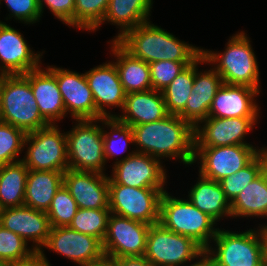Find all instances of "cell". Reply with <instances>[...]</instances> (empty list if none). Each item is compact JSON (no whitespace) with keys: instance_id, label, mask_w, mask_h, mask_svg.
Here are the masks:
<instances>
[{"instance_id":"6da1fadb","label":"cell","mask_w":267,"mask_h":266,"mask_svg":"<svg viewBox=\"0 0 267 266\" xmlns=\"http://www.w3.org/2000/svg\"><path fill=\"white\" fill-rule=\"evenodd\" d=\"M131 127L136 152L194 164V127L180 116L169 114L162 120Z\"/></svg>"},{"instance_id":"7a4b0ae2","label":"cell","mask_w":267,"mask_h":266,"mask_svg":"<svg viewBox=\"0 0 267 266\" xmlns=\"http://www.w3.org/2000/svg\"><path fill=\"white\" fill-rule=\"evenodd\" d=\"M116 41L132 56L146 63L162 60L194 62L202 54V48L181 41L151 21L127 30Z\"/></svg>"},{"instance_id":"3957f363","label":"cell","mask_w":267,"mask_h":266,"mask_svg":"<svg viewBox=\"0 0 267 266\" xmlns=\"http://www.w3.org/2000/svg\"><path fill=\"white\" fill-rule=\"evenodd\" d=\"M224 52L202 49L206 64H215L214 69L224 84L246 85L259 92V67L250 39L244 31L230 37Z\"/></svg>"},{"instance_id":"277c9868","label":"cell","mask_w":267,"mask_h":266,"mask_svg":"<svg viewBox=\"0 0 267 266\" xmlns=\"http://www.w3.org/2000/svg\"><path fill=\"white\" fill-rule=\"evenodd\" d=\"M0 121L26 133L50 125L42 116L23 74L0 75Z\"/></svg>"},{"instance_id":"5b68a950","label":"cell","mask_w":267,"mask_h":266,"mask_svg":"<svg viewBox=\"0 0 267 266\" xmlns=\"http://www.w3.org/2000/svg\"><path fill=\"white\" fill-rule=\"evenodd\" d=\"M212 241L216 245L207 247L205 255L213 266H264L261 226L238 233L218 229Z\"/></svg>"},{"instance_id":"8992f818","label":"cell","mask_w":267,"mask_h":266,"mask_svg":"<svg viewBox=\"0 0 267 266\" xmlns=\"http://www.w3.org/2000/svg\"><path fill=\"white\" fill-rule=\"evenodd\" d=\"M159 223L174 233L194 239L204 249L211 245L219 229L214 227L217 223L189 199L176 198L167 191L161 197Z\"/></svg>"},{"instance_id":"52a82bcc","label":"cell","mask_w":267,"mask_h":266,"mask_svg":"<svg viewBox=\"0 0 267 266\" xmlns=\"http://www.w3.org/2000/svg\"><path fill=\"white\" fill-rule=\"evenodd\" d=\"M205 255V249L194 239L174 233L161 223L150 226L144 257L153 266H184Z\"/></svg>"},{"instance_id":"ba28073f","label":"cell","mask_w":267,"mask_h":266,"mask_svg":"<svg viewBox=\"0 0 267 266\" xmlns=\"http://www.w3.org/2000/svg\"><path fill=\"white\" fill-rule=\"evenodd\" d=\"M66 132L68 169L104 174L105 156L99 119H82Z\"/></svg>"},{"instance_id":"9c48e42d","label":"cell","mask_w":267,"mask_h":266,"mask_svg":"<svg viewBox=\"0 0 267 266\" xmlns=\"http://www.w3.org/2000/svg\"><path fill=\"white\" fill-rule=\"evenodd\" d=\"M164 188H136L116 184L108 177L109 210L112 214L152 225L160 220Z\"/></svg>"},{"instance_id":"30bf717a","label":"cell","mask_w":267,"mask_h":266,"mask_svg":"<svg viewBox=\"0 0 267 266\" xmlns=\"http://www.w3.org/2000/svg\"><path fill=\"white\" fill-rule=\"evenodd\" d=\"M24 147L27 151L21 161L28 170L64 172L68 169L67 136L56 124L28 132Z\"/></svg>"},{"instance_id":"8fae6325","label":"cell","mask_w":267,"mask_h":266,"mask_svg":"<svg viewBox=\"0 0 267 266\" xmlns=\"http://www.w3.org/2000/svg\"><path fill=\"white\" fill-rule=\"evenodd\" d=\"M263 149L253 145L194 147V163L200 161L202 176L219 182L245 167Z\"/></svg>"},{"instance_id":"7c38bea8","label":"cell","mask_w":267,"mask_h":266,"mask_svg":"<svg viewBox=\"0 0 267 266\" xmlns=\"http://www.w3.org/2000/svg\"><path fill=\"white\" fill-rule=\"evenodd\" d=\"M115 160L113 172L108 177L116 184L136 188H165L167 174L161 160L135 150Z\"/></svg>"},{"instance_id":"4fadbf2b","label":"cell","mask_w":267,"mask_h":266,"mask_svg":"<svg viewBox=\"0 0 267 266\" xmlns=\"http://www.w3.org/2000/svg\"><path fill=\"white\" fill-rule=\"evenodd\" d=\"M150 226L111 213L102 242L104 254L112 258L144 256Z\"/></svg>"},{"instance_id":"5bb4252c","label":"cell","mask_w":267,"mask_h":266,"mask_svg":"<svg viewBox=\"0 0 267 266\" xmlns=\"http://www.w3.org/2000/svg\"><path fill=\"white\" fill-rule=\"evenodd\" d=\"M257 119L258 117H207L194 127V147L252 145L246 143L244 138L252 131Z\"/></svg>"},{"instance_id":"9a60e30c","label":"cell","mask_w":267,"mask_h":266,"mask_svg":"<svg viewBox=\"0 0 267 266\" xmlns=\"http://www.w3.org/2000/svg\"><path fill=\"white\" fill-rule=\"evenodd\" d=\"M43 248L72 260L78 266H86L102 258V242L87 234L75 231L68 226L51 227L48 239Z\"/></svg>"},{"instance_id":"2e32d148","label":"cell","mask_w":267,"mask_h":266,"mask_svg":"<svg viewBox=\"0 0 267 266\" xmlns=\"http://www.w3.org/2000/svg\"><path fill=\"white\" fill-rule=\"evenodd\" d=\"M56 77L63 98L66 114H71L74 120L96 119V106L85 73L62 69V67H47Z\"/></svg>"},{"instance_id":"e0dca14e","label":"cell","mask_w":267,"mask_h":266,"mask_svg":"<svg viewBox=\"0 0 267 266\" xmlns=\"http://www.w3.org/2000/svg\"><path fill=\"white\" fill-rule=\"evenodd\" d=\"M96 106V119L115 117L106 107L123 109L126 93L114 62H105L85 72ZM109 112V113H108Z\"/></svg>"},{"instance_id":"ac0fdd59","label":"cell","mask_w":267,"mask_h":266,"mask_svg":"<svg viewBox=\"0 0 267 266\" xmlns=\"http://www.w3.org/2000/svg\"><path fill=\"white\" fill-rule=\"evenodd\" d=\"M42 54L30 49L19 30L0 21V75L26 74L35 70L41 66Z\"/></svg>"},{"instance_id":"d6986e66","label":"cell","mask_w":267,"mask_h":266,"mask_svg":"<svg viewBox=\"0 0 267 266\" xmlns=\"http://www.w3.org/2000/svg\"><path fill=\"white\" fill-rule=\"evenodd\" d=\"M0 224L19 235L26 242H33L32 248L40 251L46 244L51 225L46 212L27 206L3 208Z\"/></svg>"},{"instance_id":"ffe728a7","label":"cell","mask_w":267,"mask_h":266,"mask_svg":"<svg viewBox=\"0 0 267 266\" xmlns=\"http://www.w3.org/2000/svg\"><path fill=\"white\" fill-rule=\"evenodd\" d=\"M205 63L206 60L202 54L195 60V76L191 94L185 109L178 115L193 127L208 117L213 98L223 85L221 76L214 68L203 72L198 70L197 65Z\"/></svg>"},{"instance_id":"44dd1931","label":"cell","mask_w":267,"mask_h":266,"mask_svg":"<svg viewBox=\"0 0 267 266\" xmlns=\"http://www.w3.org/2000/svg\"><path fill=\"white\" fill-rule=\"evenodd\" d=\"M63 184L69 190L79 208H109L108 175L66 169Z\"/></svg>"},{"instance_id":"7402d4cb","label":"cell","mask_w":267,"mask_h":266,"mask_svg":"<svg viewBox=\"0 0 267 266\" xmlns=\"http://www.w3.org/2000/svg\"><path fill=\"white\" fill-rule=\"evenodd\" d=\"M259 93L257 89L246 85L223 83L213 98L208 117H259L260 108L255 100Z\"/></svg>"},{"instance_id":"603a6c76","label":"cell","mask_w":267,"mask_h":266,"mask_svg":"<svg viewBox=\"0 0 267 266\" xmlns=\"http://www.w3.org/2000/svg\"><path fill=\"white\" fill-rule=\"evenodd\" d=\"M45 68L40 66L23 75L30 81L41 116L49 124H55L66 116V109L55 75Z\"/></svg>"},{"instance_id":"cb8c5ba5","label":"cell","mask_w":267,"mask_h":266,"mask_svg":"<svg viewBox=\"0 0 267 266\" xmlns=\"http://www.w3.org/2000/svg\"><path fill=\"white\" fill-rule=\"evenodd\" d=\"M122 113L115 117L129 126L162 120L169 115L162 92L154 89L126 94Z\"/></svg>"},{"instance_id":"d4e9b609","label":"cell","mask_w":267,"mask_h":266,"mask_svg":"<svg viewBox=\"0 0 267 266\" xmlns=\"http://www.w3.org/2000/svg\"><path fill=\"white\" fill-rule=\"evenodd\" d=\"M116 58L121 84L126 94L152 89L149 63L132 56L116 40L108 42Z\"/></svg>"},{"instance_id":"484cf974","label":"cell","mask_w":267,"mask_h":266,"mask_svg":"<svg viewBox=\"0 0 267 266\" xmlns=\"http://www.w3.org/2000/svg\"><path fill=\"white\" fill-rule=\"evenodd\" d=\"M153 0H109L108 8L102 22L93 30H97L103 23L109 22L119 28L117 40L127 30L149 22Z\"/></svg>"},{"instance_id":"4316f807","label":"cell","mask_w":267,"mask_h":266,"mask_svg":"<svg viewBox=\"0 0 267 266\" xmlns=\"http://www.w3.org/2000/svg\"><path fill=\"white\" fill-rule=\"evenodd\" d=\"M64 183V172L29 170L24 206L47 212L53 197Z\"/></svg>"},{"instance_id":"83f0119b","label":"cell","mask_w":267,"mask_h":266,"mask_svg":"<svg viewBox=\"0 0 267 266\" xmlns=\"http://www.w3.org/2000/svg\"><path fill=\"white\" fill-rule=\"evenodd\" d=\"M188 193L191 203L215 222L224 217H232L230 202L226 198L220 182L208 179L199 173L198 181Z\"/></svg>"},{"instance_id":"f1b7e54d","label":"cell","mask_w":267,"mask_h":266,"mask_svg":"<svg viewBox=\"0 0 267 266\" xmlns=\"http://www.w3.org/2000/svg\"><path fill=\"white\" fill-rule=\"evenodd\" d=\"M232 218H267V176L263 171L230 203Z\"/></svg>"},{"instance_id":"f546056e","label":"cell","mask_w":267,"mask_h":266,"mask_svg":"<svg viewBox=\"0 0 267 266\" xmlns=\"http://www.w3.org/2000/svg\"><path fill=\"white\" fill-rule=\"evenodd\" d=\"M28 168L20 160L0 165V206L20 207L24 205Z\"/></svg>"},{"instance_id":"4dcf8cb0","label":"cell","mask_w":267,"mask_h":266,"mask_svg":"<svg viewBox=\"0 0 267 266\" xmlns=\"http://www.w3.org/2000/svg\"><path fill=\"white\" fill-rule=\"evenodd\" d=\"M103 135V149L106 162L108 159L126 152L128 143L134 144L132 127L116 117L100 118ZM105 127L110 131L107 132Z\"/></svg>"},{"instance_id":"1f68e13d","label":"cell","mask_w":267,"mask_h":266,"mask_svg":"<svg viewBox=\"0 0 267 266\" xmlns=\"http://www.w3.org/2000/svg\"><path fill=\"white\" fill-rule=\"evenodd\" d=\"M195 61L183 69L172 82L163 89L168 114L179 115L186 106L194 83Z\"/></svg>"},{"instance_id":"d6a6232c","label":"cell","mask_w":267,"mask_h":266,"mask_svg":"<svg viewBox=\"0 0 267 266\" xmlns=\"http://www.w3.org/2000/svg\"><path fill=\"white\" fill-rule=\"evenodd\" d=\"M265 159L266 147L261 150L245 167L219 181L222 190L230 203L244 189V187H246L263 172Z\"/></svg>"},{"instance_id":"836d02e7","label":"cell","mask_w":267,"mask_h":266,"mask_svg":"<svg viewBox=\"0 0 267 266\" xmlns=\"http://www.w3.org/2000/svg\"><path fill=\"white\" fill-rule=\"evenodd\" d=\"M110 214L109 208H79L68 227L83 234L91 235L103 242Z\"/></svg>"},{"instance_id":"e575fe53","label":"cell","mask_w":267,"mask_h":266,"mask_svg":"<svg viewBox=\"0 0 267 266\" xmlns=\"http://www.w3.org/2000/svg\"><path fill=\"white\" fill-rule=\"evenodd\" d=\"M109 0H75L74 28L93 31L103 20Z\"/></svg>"},{"instance_id":"d590c367","label":"cell","mask_w":267,"mask_h":266,"mask_svg":"<svg viewBox=\"0 0 267 266\" xmlns=\"http://www.w3.org/2000/svg\"><path fill=\"white\" fill-rule=\"evenodd\" d=\"M26 134L24 130L0 121V165L21 160L18 155L25 149Z\"/></svg>"},{"instance_id":"8d00e7d4","label":"cell","mask_w":267,"mask_h":266,"mask_svg":"<svg viewBox=\"0 0 267 266\" xmlns=\"http://www.w3.org/2000/svg\"><path fill=\"white\" fill-rule=\"evenodd\" d=\"M78 209L76 201L63 184L53 197L50 207L46 212L51 227L69 226Z\"/></svg>"},{"instance_id":"74e56055","label":"cell","mask_w":267,"mask_h":266,"mask_svg":"<svg viewBox=\"0 0 267 266\" xmlns=\"http://www.w3.org/2000/svg\"><path fill=\"white\" fill-rule=\"evenodd\" d=\"M19 235L0 224V261L10 263L29 257L35 250Z\"/></svg>"},{"instance_id":"f35d334b","label":"cell","mask_w":267,"mask_h":266,"mask_svg":"<svg viewBox=\"0 0 267 266\" xmlns=\"http://www.w3.org/2000/svg\"><path fill=\"white\" fill-rule=\"evenodd\" d=\"M191 63L169 60L149 63L152 89L162 91Z\"/></svg>"},{"instance_id":"ab89813d","label":"cell","mask_w":267,"mask_h":266,"mask_svg":"<svg viewBox=\"0 0 267 266\" xmlns=\"http://www.w3.org/2000/svg\"><path fill=\"white\" fill-rule=\"evenodd\" d=\"M2 1V0H1ZM11 12L8 16L24 24H34L42 17L38 0H3ZM10 9V10H9ZM11 15V16H10ZM11 17V18H10Z\"/></svg>"},{"instance_id":"60d3db41","label":"cell","mask_w":267,"mask_h":266,"mask_svg":"<svg viewBox=\"0 0 267 266\" xmlns=\"http://www.w3.org/2000/svg\"><path fill=\"white\" fill-rule=\"evenodd\" d=\"M41 14H43L45 4L52 12L53 16L69 27H74L75 0H38Z\"/></svg>"},{"instance_id":"b9f144b4","label":"cell","mask_w":267,"mask_h":266,"mask_svg":"<svg viewBox=\"0 0 267 266\" xmlns=\"http://www.w3.org/2000/svg\"><path fill=\"white\" fill-rule=\"evenodd\" d=\"M43 251H34L29 257L10 262L8 266H51Z\"/></svg>"},{"instance_id":"7bdbcfd3","label":"cell","mask_w":267,"mask_h":266,"mask_svg":"<svg viewBox=\"0 0 267 266\" xmlns=\"http://www.w3.org/2000/svg\"><path fill=\"white\" fill-rule=\"evenodd\" d=\"M117 266H153L144 256L115 258Z\"/></svg>"},{"instance_id":"ee69618b","label":"cell","mask_w":267,"mask_h":266,"mask_svg":"<svg viewBox=\"0 0 267 266\" xmlns=\"http://www.w3.org/2000/svg\"><path fill=\"white\" fill-rule=\"evenodd\" d=\"M86 266H117V264L115 262V258L104 255L102 258L98 259L96 262H92Z\"/></svg>"},{"instance_id":"f6af8a7d","label":"cell","mask_w":267,"mask_h":266,"mask_svg":"<svg viewBox=\"0 0 267 266\" xmlns=\"http://www.w3.org/2000/svg\"><path fill=\"white\" fill-rule=\"evenodd\" d=\"M186 266H213V264L211 260L206 255H204L200 259H198L195 263Z\"/></svg>"},{"instance_id":"bcb514c9","label":"cell","mask_w":267,"mask_h":266,"mask_svg":"<svg viewBox=\"0 0 267 266\" xmlns=\"http://www.w3.org/2000/svg\"><path fill=\"white\" fill-rule=\"evenodd\" d=\"M264 266H267V230H263Z\"/></svg>"},{"instance_id":"7dc6e473","label":"cell","mask_w":267,"mask_h":266,"mask_svg":"<svg viewBox=\"0 0 267 266\" xmlns=\"http://www.w3.org/2000/svg\"><path fill=\"white\" fill-rule=\"evenodd\" d=\"M267 176V147H266V159H265V165H264V170H263Z\"/></svg>"},{"instance_id":"c3c4849f","label":"cell","mask_w":267,"mask_h":266,"mask_svg":"<svg viewBox=\"0 0 267 266\" xmlns=\"http://www.w3.org/2000/svg\"><path fill=\"white\" fill-rule=\"evenodd\" d=\"M261 226V228H262V230H267V224H262V225H260Z\"/></svg>"},{"instance_id":"681fc988","label":"cell","mask_w":267,"mask_h":266,"mask_svg":"<svg viewBox=\"0 0 267 266\" xmlns=\"http://www.w3.org/2000/svg\"><path fill=\"white\" fill-rule=\"evenodd\" d=\"M0 266H8V264L3 261H0Z\"/></svg>"}]
</instances>
